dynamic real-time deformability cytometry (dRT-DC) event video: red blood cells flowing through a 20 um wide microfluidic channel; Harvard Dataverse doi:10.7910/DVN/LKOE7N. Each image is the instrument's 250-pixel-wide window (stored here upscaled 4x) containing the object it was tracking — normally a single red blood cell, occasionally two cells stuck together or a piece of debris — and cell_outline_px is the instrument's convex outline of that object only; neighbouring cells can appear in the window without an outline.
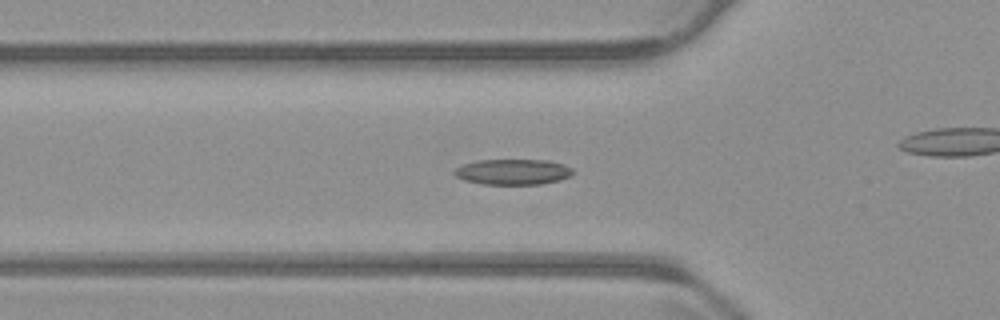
{"species": "common noctule bat (a hibernating species)", "species_latin": "Nyctalus noctula", "temperature_condition": "warm", "stored_images_in_passage": 56, "camera_frame_rate_fps": 3000, "um_per_image_px": 0.085, "animal": {"sex": "male", "body_mass_g": 23.1, "forearm_length_mm": 52.7}, "frame": {"image": 1, "passage_image": 19, "time_ms": 6.0, "image_size_px": [1000, 320], "cell_outline_px": [[572, 176], [560, 180], [540, 184], [480, 184], [464, 180], [456, 176], [452, 172], [456, 168], [464, 164], [476, 160], [548, 160], [564, 164], [572, 168]], "centroid_in_image_um": [43.6, 14.61], "position_along_channel_um": 82.2, "area_um2": 17.74}}
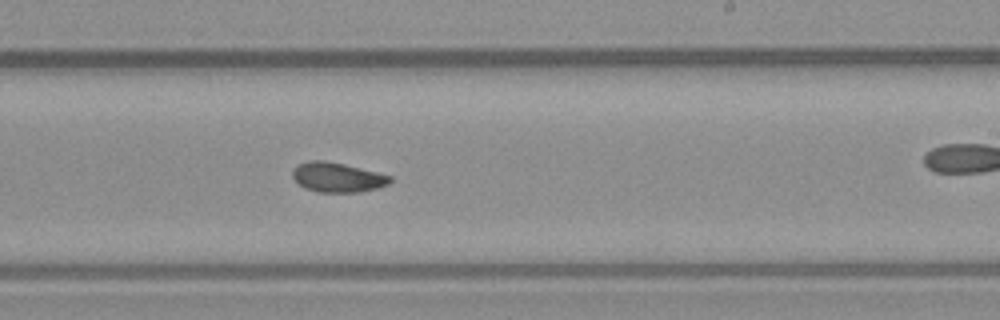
{"frame": {"image": 2, "passage_image": 33, "time_ms": 10.667, "image_size_px": [1000, 320], "cell_outline_px": [[392, 180], [388, 184], [376, 188], [360, 192], [316, 192], [304, 188], [292, 176], [292, 168], [308, 160], [324, 160], [344, 164], [392, 176]], "centroid_in_image_um": [28.66, 15.07], "position_along_channel_um": 260.3, "area_um2": 16.82}}
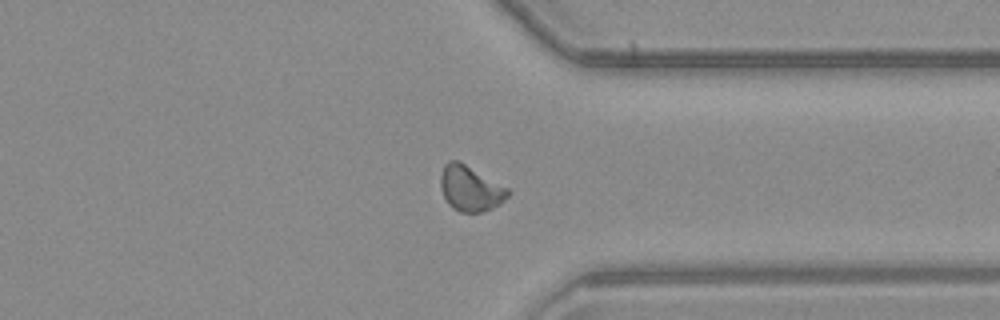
{"frame": {"image": 3, "passage_image": 42, "time_ms": 13.667, "image_size_px": [1000, 320], "cell_outline_px": [[512, 192], [500, 204], [484, 212], [460, 212], [452, 208], [448, 204], [440, 188], [440, 176], [444, 164], [448, 160], [460, 160], [508, 188]], "centroid_in_image_um": [39.97, 16.01], "position_along_channel_um": 371.4, "area_um2": 18.09}, "authors_computed_cell_mechanics": {"area_um2": 17.0799, "velocity_mm_per_s": 3.7941, "shape_relaxation_time_tau1_ms": 4.3833, "shape_relaxation_time_tau2_ms": 2.414, "deformation_change_tau1": 0.1396, "deformation_change_tau2": 0.0734}}